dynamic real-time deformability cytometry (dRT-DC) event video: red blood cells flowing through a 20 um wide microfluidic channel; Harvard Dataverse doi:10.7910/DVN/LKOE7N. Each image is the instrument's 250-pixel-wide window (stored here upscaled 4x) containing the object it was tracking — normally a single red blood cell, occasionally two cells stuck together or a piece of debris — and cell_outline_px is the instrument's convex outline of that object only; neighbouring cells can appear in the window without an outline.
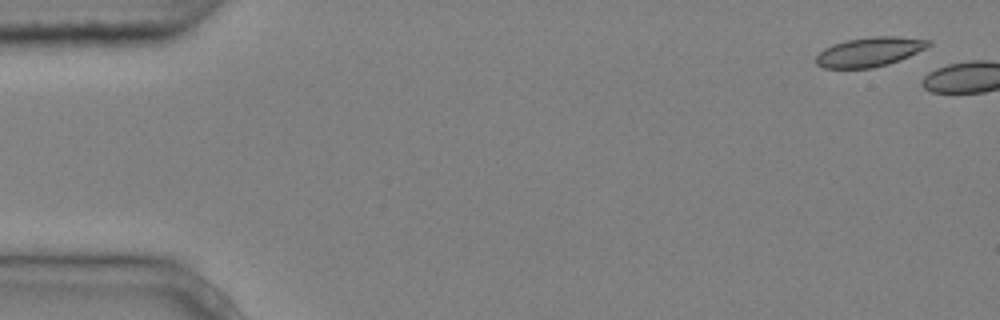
{"species": "common noctule bat (a hibernating species)", "species_latin": "Nyctalus noctula", "temperature_condition": "cold", "stored_images_in_passage": 2, "camera_frame_rate_fps": 3000, "um_per_image_px": 0.085, "animal": {"sex": "male", "body_mass_g": 20.4}, "frame": {"image": 1, "passage_image": 1, "time_ms": 0.0, "image_size_px": [1000, 320], "cell_outline_px": [[932, 44], [900, 60], [888, 64], [872, 68], [824, 68], [816, 64], [816, 56], [824, 48], [832, 44], [848, 40], [872, 36], [896, 36], [932, 40]], "centroid_in_image_um": [73.9, 4.4], "position_along_channel_um": 11.1, "area_um2": 19.19}}